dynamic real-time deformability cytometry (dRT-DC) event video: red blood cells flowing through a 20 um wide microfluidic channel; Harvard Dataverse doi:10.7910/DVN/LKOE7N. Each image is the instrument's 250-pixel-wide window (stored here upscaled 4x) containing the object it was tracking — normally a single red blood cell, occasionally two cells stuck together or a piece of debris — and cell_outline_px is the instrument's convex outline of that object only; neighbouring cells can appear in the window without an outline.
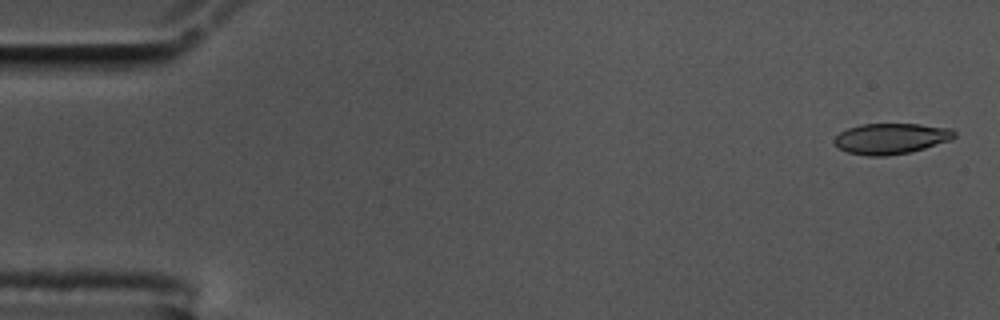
{"species": "common noctule bat (a hibernating species)", "species_latin": "Nyctalus noctula", "temperature_condition": "cold", "stored_images_in_passage": 57, "camera_frame_rate_fps": 3000, "um_per_image_px": 0.085, "animal": {"sex": "male", "body_mass_g": 17.5, "forearm_length_mm": 52.3}, "frame": {"image": 1, "passage_image": 2, "time_ms": 0.333, "image_size_px": [1000, 320], "cell_outline_px": [[956, 136], [952, 140], [924, 148], [908, 152], [884, 156], [868, 156], [848, 152], [840, 148], [832, 140], [840, 132], [848, 128], [860, 124], [920, 124], [952, 128], [956, 132]], "centroid_in_image_um": [75.76, 11.77], "position_along_channel_um": 9.2, "area_um2": 21.5}}
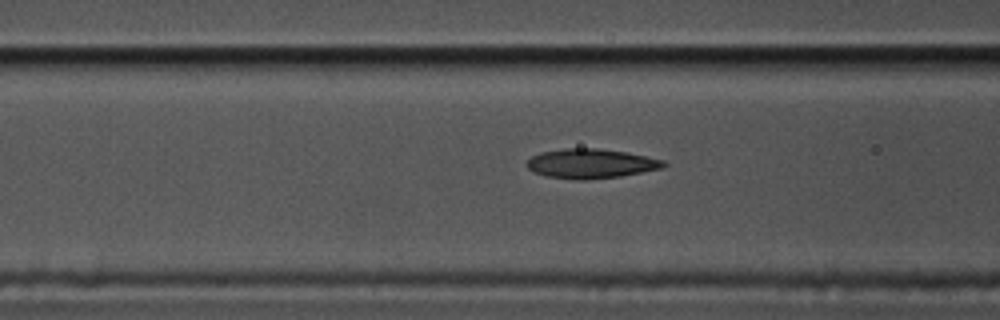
{"frame": {"image": 2, "passage_image": 22, "time_ms": 7.0, "image_size_px": [1000, 320], "cell_outline_px": [[668, 164], [664, 168], [620, 176], [584, 180], [576, 180], [548, 176], [536, 172], [528, 168], [528, 160], [532, 156], [540, 152], [564, 148], [596, 148], [628, 152], [664, 160]], "centroid_in_image_um": [50.27, 13.89], "position_along_channel_um": 116.3, "area_um2": 23.47}}
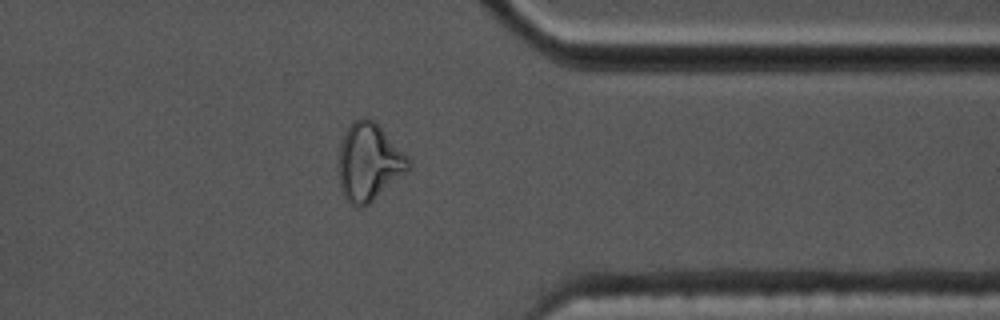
{"frame": {"image": 3, "passage_image": 45, "time_ms": 14.667, "image_size_px": [1000, 320], "cell_outline_px": [[412, 164], [408, 172], [364, 208], [356, 208], [344, 196], [340, 188], [340, 144], [344, 132], [348, 124], [352, 120], [360, 116], [364, 116], [372, 120], [408, 156]], "centroid_in_image_um": [31.37, 13.79], "position_along_channel_um": 380.0, "area_um2": 31.62}, "authors_computed_cell_mechanics": {"area_um2": 22.7732, "velocity_mm_per_s": 3.5508, "shape_relaxation_time_tau1_ms": null, "shape_relaxation_time_tau2_ms": 2.4146, "deformation_change_tau1": null, "deformation_change_tau2": 0.1057}}